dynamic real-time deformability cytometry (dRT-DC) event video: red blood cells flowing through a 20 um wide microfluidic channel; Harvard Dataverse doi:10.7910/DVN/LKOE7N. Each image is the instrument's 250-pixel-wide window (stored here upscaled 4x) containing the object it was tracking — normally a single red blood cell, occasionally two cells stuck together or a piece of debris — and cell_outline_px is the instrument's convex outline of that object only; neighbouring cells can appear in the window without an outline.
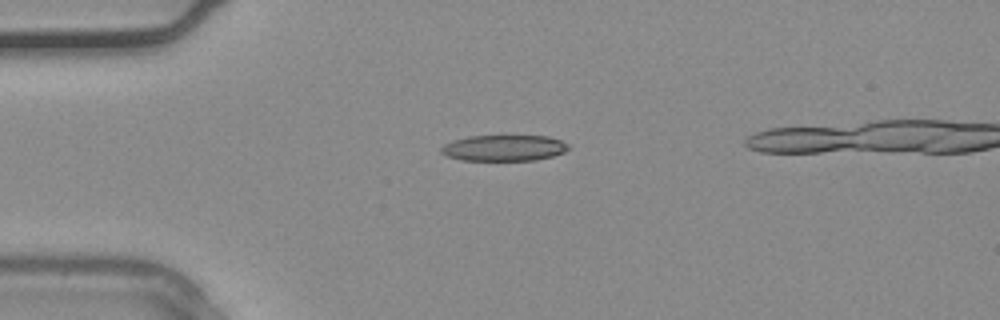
{"species": "common noctule bat (a hibernating species)", "species_latin": "Nyctalus noctula", "temperature_condition": "warm", "stored_images_in_passage": 5, "camera_frame_rate_fps": 3000, "um_per_image_px": 0.085, "animal": {"sex": "male", "body_mass_g": 20.4}, "frame": {"image": 1, "passage_image": 3, "time_ms": 0.667, "image_size_px": [1000, 320], "cell_outline_px": [[568, 148], [564, 152], [552, 156], [536, 160], [460, 160], [444, 156], [440, 152], [440, 148], [444, 144], [452, 140], [468, 136], [548, 136], [560, 140], [568, 144]], "centroid_in_image_um": [42.78, 12.58], "position_along_channel_um": 42.2, "area_um2": 19.36}}